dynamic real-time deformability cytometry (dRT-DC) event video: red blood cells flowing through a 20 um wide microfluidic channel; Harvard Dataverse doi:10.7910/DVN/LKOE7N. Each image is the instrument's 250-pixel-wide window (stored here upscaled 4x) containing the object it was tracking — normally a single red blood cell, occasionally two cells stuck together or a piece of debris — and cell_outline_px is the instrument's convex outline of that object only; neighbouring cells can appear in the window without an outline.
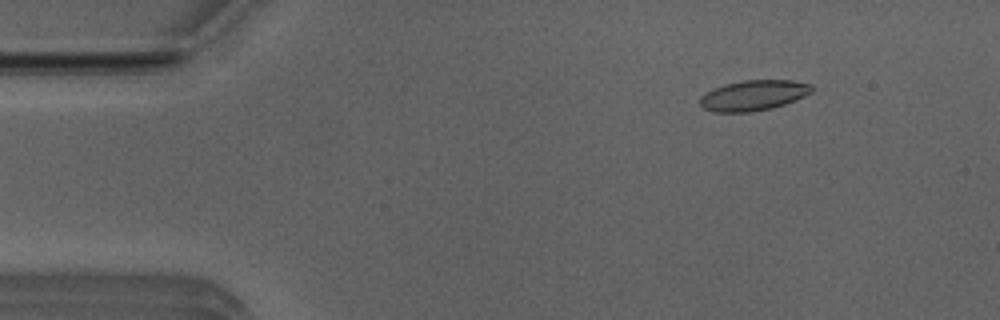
{"species": "Egyptian fruit bat (a non-hibernating species)", "species_latin": "Rousettus aegyptiacus", "temperature_condition": "room temperature", "stored_images_in_passage": 53, "segment_of_instrument_passage": [1, 2], "camera_frame_rate_fps": 3000, "um_per_image_px": 0.085, "animal": {"sex": "male"}, "frame": {"image": 1, "passage_image": 7, "time_ms": 2.0, "image_size_px": [1000, 320], "cell_outline_px": [[812, 92], [796, 100], [772, 108], [752, 112], [712, 112], [704, 108], [700, 104], [700, 96], [712, 88], [724, 84], [744, 80], [792, 80], [812, 84]], "centroid_in_image_um": [64.03, 8.1], "position_along_channel_um": 21.0, "area_um2": 19.94}}
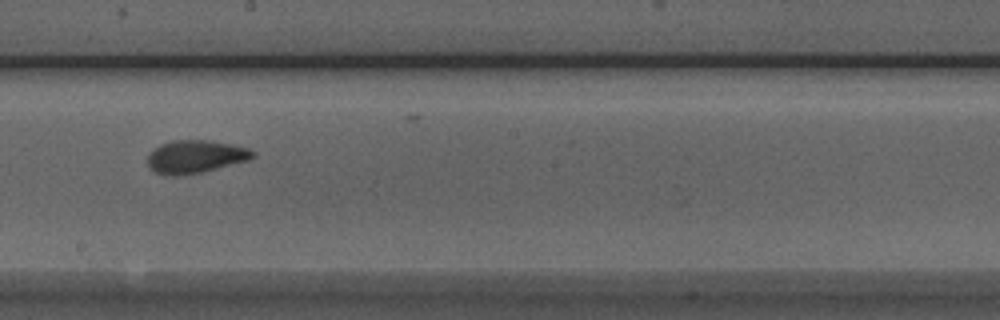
{"frame": {"image": 2, "passage_image": 29, "time_ms": 9.333, "image_size_px": [1000, 320], "cell_outline_px": [[256, 156], [248, 160], [200, 172], [172, 176], [156, 172], [148, 168], [148, 152], [160, 144], [172, 140], [208, 140], [232, 144], [248, 148], [256, 152]], "centroid_in_image_um": [16.59, 13.29], "position_along_channel_um": 231.6, "area_um2": 20.11}}
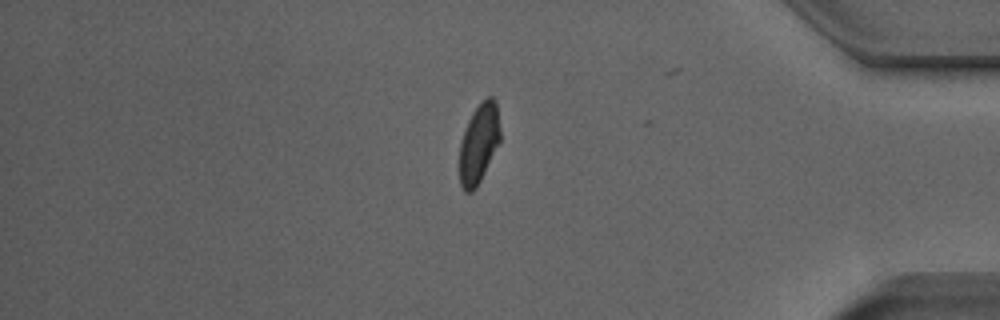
{"frame": {"image": 3, "passage_image": 44, "time_ms": 14.333, "image_size_px": [1000, 320], "cell_outline_px": [[500, 140], [476, 188], [472, 192], [464, 192], [460, 184], [460, 144], [468, 120], [472, 112], [488, 96], [492, 96], [496, 100], [500, 132]], "centroid_in_image_um": [40.7, 12.19], "position_along_channel_um": 394.5, "area_um2": 18.5}}